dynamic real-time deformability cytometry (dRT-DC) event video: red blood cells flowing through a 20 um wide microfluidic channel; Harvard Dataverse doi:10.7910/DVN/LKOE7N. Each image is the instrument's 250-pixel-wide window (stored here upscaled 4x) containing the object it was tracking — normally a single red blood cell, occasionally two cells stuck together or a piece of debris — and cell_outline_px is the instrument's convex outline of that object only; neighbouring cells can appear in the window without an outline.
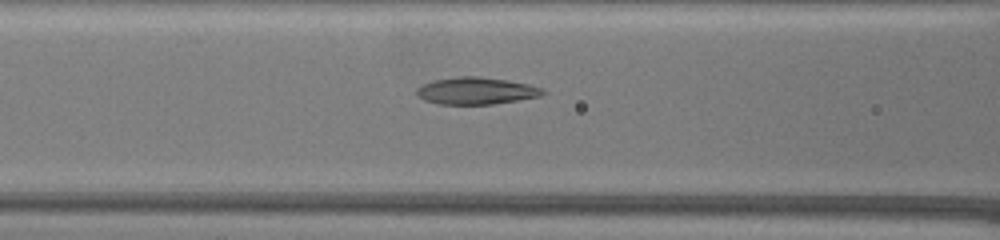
{"species": "common noctule bat (a hibernating species)", "species_latin": "Nyctalus noctula", "temperature_condition": "warm", "stored_images_in_passage": 71, "camera_frame_rate_fps": 3000, "um_per_image_px": 0.085, "animal": {"sex": "female", "body_mass_g": 19.5, "forearm_length_mm": 54.1}, "frame": {"image": 1, "passage_image": 34, "time_ms": 11.0, "image_size_px": [1000, 240], "cell_outline_px": [[548, 92], [540, 96], [492, 104], [436, 104], [424, 100], [416, 96], [416, 88], [432, 80], [460, 76], [480, 76], [508, 80], [528, 84], [544, 88]], "centroid_in_image_um": [40.46, 7.71], "position_along_channel_um": 126.1, "area_um2": 20.06}}
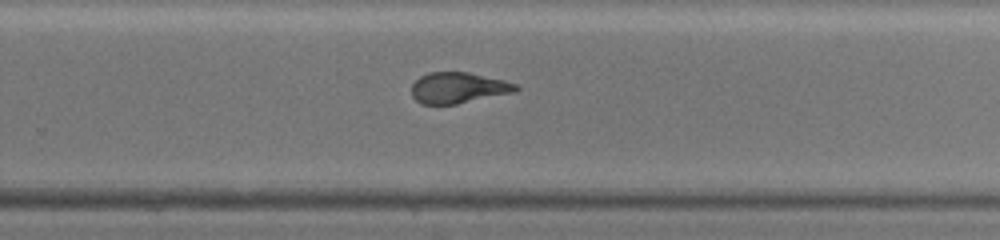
{"frame": {"image": 2, "passage_image": 50, "time_ms": 16.333, "image_size_px": [1000, 240], "cell_outline_px": [[520, 88], [516, 92], [456, 104], [420, 104], [412, 96], [412, 84], [420, 76], [428, 72], [468, 72], [504, 80], [516, 84]], "centroid_in_image_um": [38.95, 7.46], "position_along_channel_um": 290.8, "area_um2": 18.84}}
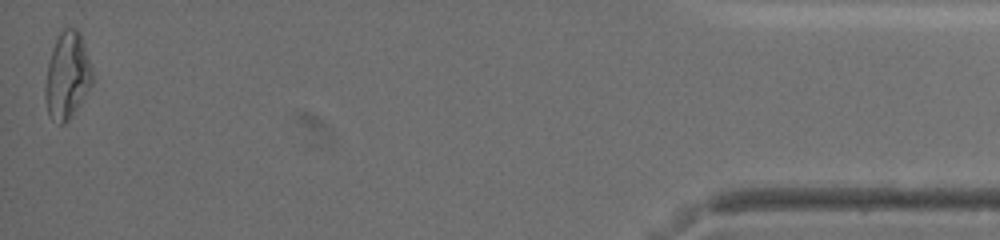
{"frame": {"image": 3, "passage_image": 71, "time_ms": 23.333, "image_size_px": [1000, 240], "cell_outline_px": [[92, 84], [80, 104], [72, 116], [64, 124], [60, 124], [48, 116], [44, 96], [44, 88], [48, 64], [52, 48], [60, 32], [64, 28], [76, 28], [80, 32], [92, 68]], "centroid_in_image_um": [5.7, 6.45], "position_along_channel_um": 429.5, "area_um2": 23.87}, "authors_computed_cell_mechanics": {"area_um2": 21.1548, "velocity_mm_per_s": 3.0946, "shape_relaxation_time_tau1_ms": null, "shape_relaxation_time_tau2_ms": 1.6687, "deformation_change_tau1": null, "deformation_change_tau2": 0.0973}}